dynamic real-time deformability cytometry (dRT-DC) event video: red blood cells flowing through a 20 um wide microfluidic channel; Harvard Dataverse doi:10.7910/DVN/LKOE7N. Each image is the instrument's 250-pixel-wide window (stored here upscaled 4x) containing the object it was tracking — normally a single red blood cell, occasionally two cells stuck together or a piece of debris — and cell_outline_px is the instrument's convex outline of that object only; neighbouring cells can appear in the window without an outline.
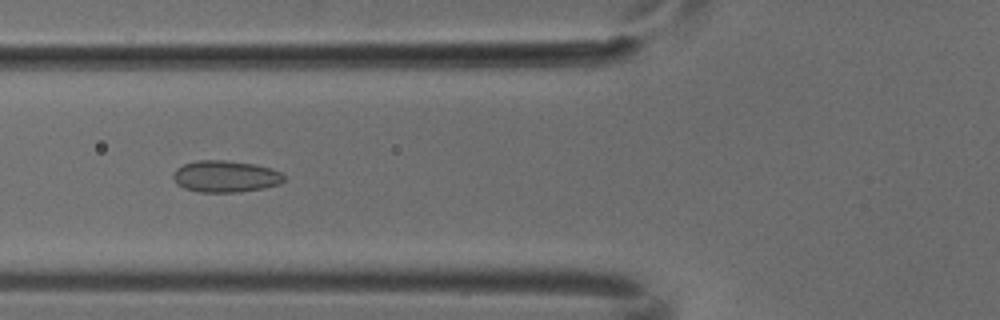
{"species": "common noctule bat (a hibernating species)", "species_latin": "Nyctalus noctula", "temperature_condition": "cold", "stored_images_in_passage": 7, "camera_frame_rate_fps": 3000, "um_per_image_px": 0.085, "animal": {"sex": "male", "body_mass_g": 18.8}, "frame": {"image": 1, "passage_image": 6, "time_ms": 1.667, "image_size_px": [1000, 320], "cell_outline_px": [[284, 180], [280, 184], [264, 188], [240, 192], [200, 192], [184, 188], [176, 184], [172, 176], [172, 172], [176, 168], [184, 164], [196, 160], [224, 160], [256, 164], [272, 168], [280, 172], [284, 176]], "centroid_in_image_um": [19.15, 14.99], "position_along_channel_um": 106.6, "area_um2": 20.69}}
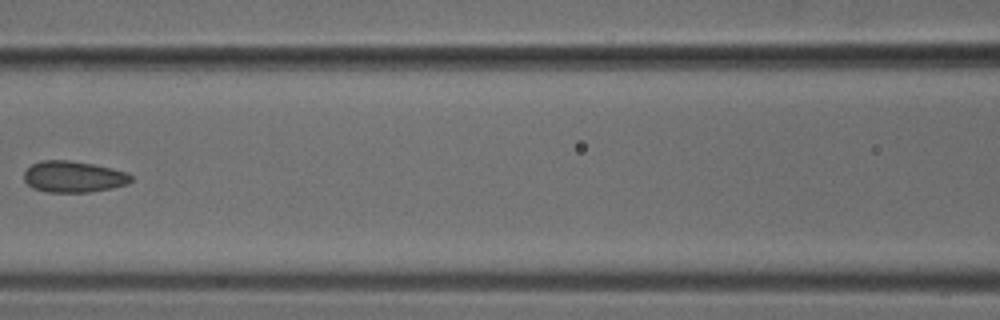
{"frame": {"image": 2, "passage_image": 7, "time_ms": 2.0, "image_size_px": [1000, 320], "cell_outline_px": [[132, 180], [128, 184], [88, 192], [48, 192], [32, 188], [24, 180], [24, 172], [32, 164], [40, 160], [68, 160], [92, 164], [112, 168], [124, 172], [132, 176]], "centroid_in_image_um": [6.21, 15.02], "position_along_channel_um": 160.4, "area_um2": 19.36}}